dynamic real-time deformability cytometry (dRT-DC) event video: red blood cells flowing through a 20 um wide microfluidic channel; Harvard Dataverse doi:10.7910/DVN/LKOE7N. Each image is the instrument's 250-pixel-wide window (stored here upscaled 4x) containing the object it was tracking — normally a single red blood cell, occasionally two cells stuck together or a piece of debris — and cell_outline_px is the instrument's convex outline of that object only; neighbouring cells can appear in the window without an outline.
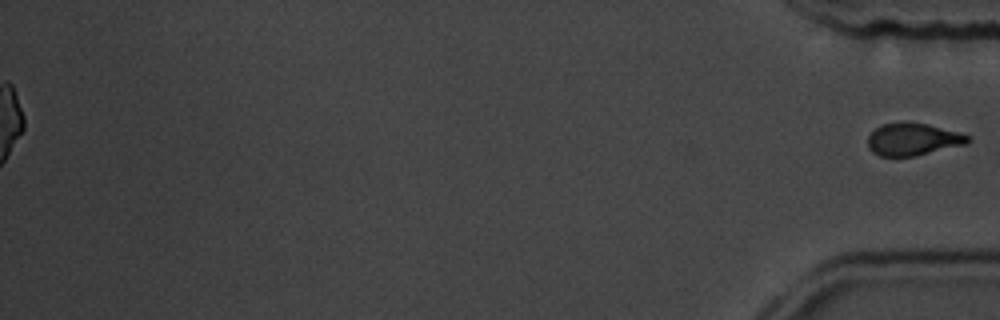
{"species": "common noctule bat (a hibernating species)", "species_latin": "Nyctalus noctula", "temperature_condition": "room temperature", "stored_images_in_passage": 55, "segment_of_instrument_passage": [2, 2], "camera_frame_rate_fps": 3000, "um_per_image_px": 0.085, "animal": {"sex": "male", "body_mass_g": 19.5, "forearm_length_mm": 54.6}, "frame": {"image": 1, "passage_image": 55, "time_ms": 18.0, "image_size_px": [1000, 320], "cell_outline_px": [[972, 140], [968, 144], [916, 156], [880, 156], [872, 152], [868, 148], [868, 136], [880, 124], [928, 124], [960, 132], [968, 136]], "centroid_in_image_um": [77.64, 11.87], "position_along_channel_um": 357.6, "area_um2": 18.67}}